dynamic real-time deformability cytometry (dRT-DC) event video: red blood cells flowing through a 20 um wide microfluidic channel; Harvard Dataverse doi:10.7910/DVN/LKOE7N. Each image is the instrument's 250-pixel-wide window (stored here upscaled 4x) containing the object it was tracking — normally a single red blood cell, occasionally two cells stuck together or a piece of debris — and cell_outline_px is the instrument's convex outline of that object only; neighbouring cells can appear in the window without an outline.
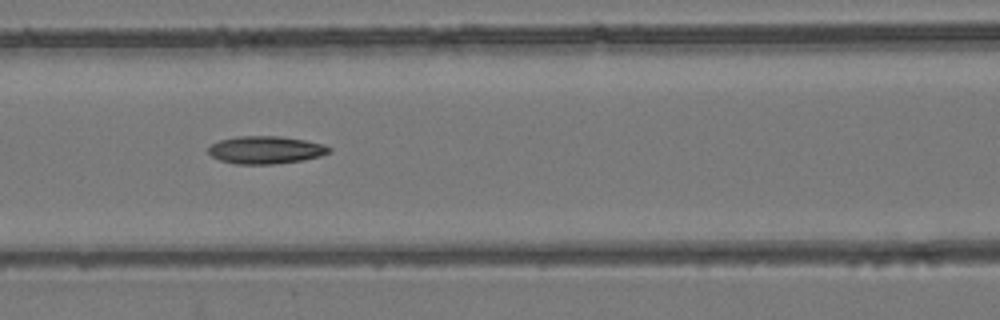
{"species": "common noctule bat (a hibernating species)", "species_latin": "Nyctalus noctula", "temperature_condition": "room temperature", "stored_images_in_passage": 7, "camera_frame_rate_fps": 3000, "um_per_image_px": 0.085, "animal": {"sex": "female", "body_mass_g": 24.6, "forearm_length_mm": 56.2}, "frame": {"image": 1, "passage_image": 7, "time_ms": 6.667, "image_size_px": [1000, 320], "cell_outline_px": [[332, 152], [320, 156], [304, 160], [272, 164], [236, 164], [220, 160], [212, 156], [208, 152], [208, 148], [212, 144], [220, 140], [236, 136], [280, 136], [304, 140], [324, 144], [332, 148]], "centroid_in_image_um": [22.61, 12.74], "position_along_channel_um": 144.0, "area_um2": 19.54}}